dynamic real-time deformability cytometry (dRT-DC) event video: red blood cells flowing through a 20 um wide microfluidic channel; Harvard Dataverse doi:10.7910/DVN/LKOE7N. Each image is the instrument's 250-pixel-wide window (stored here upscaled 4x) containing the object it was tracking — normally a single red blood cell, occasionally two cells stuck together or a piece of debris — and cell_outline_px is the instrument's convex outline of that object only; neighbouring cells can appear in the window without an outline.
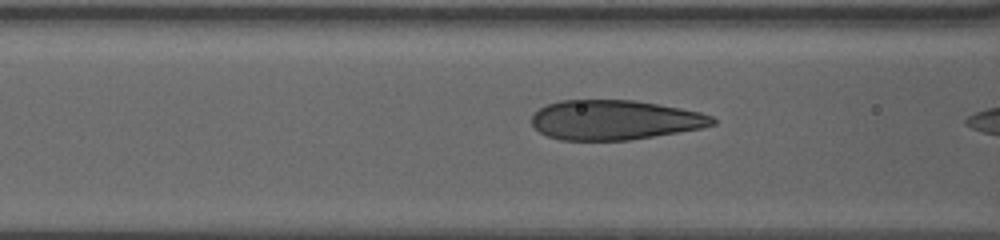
{"species": "human", "species_latin": "Homo sapiens", "temperature_condition": "warm", "stored_images_in_passage": 23, "camera_frame_rate_fps": 3000, "um_per_image_px": 0.085, "donor": {"sex": "female"}, "frame": {"image": 1, "passage_image": 21, "time_ms": 6.667, "image_size_px": [1000, 240], "cell_outline_px": [[716, 124], [700, 128], [628, 140], [560, 140], [548, 136], [540, 132], [532, 124], [532, 116], [540, 108], [548, 104], [560, 100], [632, 100], [680, 108], [700, 112], [712, 116], [716, 120]], "centroid_in_image_um": [52.23, 10.19], "position_along_channel_um": 114.4, "area_um2": 41.44}}